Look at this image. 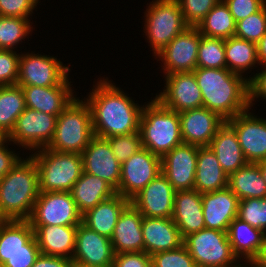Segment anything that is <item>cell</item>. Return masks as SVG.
Returning a JSON list of instances; mask_svg holds the SVG:
<instances>
[{"label":"cell","instance_id":"1","mask_svg":"<svg viewBox=\"0 0 266 267\" xmlns=\"http://www.w3.org/2000/svg\"><path fill=\"white\" fill-rule=\"evenodd\" d=\"M95 84L84 98L91 111L94 136L109 138L139 132L144 104L135 103L108 77Z\"/></svg>","mask_w":266,"mask_h":267},{"label":"cell","instance_id":"2","mask_svg":"<svg viewBox=\"0 0 266 267\" xmlns=\"http://www.w3.org/2000/svg\"><path fill=\"white\" fill-rule=\"evenodd\" d=\"M202 93L203 107L225 121L250 108L249 80L227 68H199L194 71Z\"/></svg>","mask_w":266,"mask_h":267},{"label":"cell","instance_id":"3","mask_svg":"<svg viewBox=\"0 0 266 267\" xmlns=\"http://www.w3.org/2000/svg\"><path fill=\"white\" fill-rule=\"evenodd\" d=\"M40 194L38 169L29 156L21 158L0 180V215L28 220Z\"/></svg>","mask_w":266,"mask_h":267},{"label":"cell","instance_id":"4","mask_svg":"<svg viewBox=\"0 0 266 267\" xmlns=\"http://www.w3.org/2000/svg\"><path fill=\"white\" fill-rule=\"evenodd\" d=\"M139 132L142 147L161 158L183 143L179 113L165 108L156 98L143 106Z\"/></svg>","mask_w":266,"mask_h":267},{"label":"cell","instance_id":"5","mask_svg":"<svg viewBox=\"0 0 266 267\" xmlns=\"http://www.w3.org/2000/svg\"><path fill=\"white\" fill-rule=\"evenodd\" d=\"M93 137L90 108L84 99L75 97L57 116L54 136L46 148L81 154Z\"/></svg>","mask_w":266,"mask_h":267},{"label":"cell","instance_id":"6","mask_svg":"<svg viewBox=\"0 0 266 267\" xmlns=\"http://www.w3.org/2000/svg\"><path fill=\"white\" fill-rule=\"evenodd\" d=\"M29 155L38 169L40 192H70L83 173L79 153L42 148Z\"/></svg>","mask_w":266,"mask_h":267},{"label":"cell","instance_id":"7","mask_svg":"<svg viewBox=\"0 0 266 267\" xmlns=\"http://www.w3.org/2000/svg\"><path fill=\"white\" fill-rule=\"evenodd\" d=\"M147 5L143 30L155 57L188 25L177 0H152Z\"/></svg>","mask_w":266,"mask_h":267},{"label":"cell","instance_id":"8","mask_svg":"<svg viewBox=\"0 0 266 267\" xmlns=\"http://www.w3.org/2000/svg\"><path fill=\"white\" fill-rule=\"evenodd\" d=\"M197 267H237L227 232L204 228L183 240Z\"/></svg>","mask_w":266,"mask_h":267},{"label":"cell","instance_id":"9","mask_svg":"<svg viewBox=\"0 0 266 267\" xmlns=\"http://www.w3.org/2000/svg\"><path fill=\"white\" fill-rule=\"evenodd\" d=\"M56 56L35 52L20 53L18 81L19 86L51 87L59 86L68 77L70 64L63 65Z\"/></svg>","mask_w":266,"mask_h":267},{"label":"cell","instance_id":"10","mask_svg":"<svg viewBox=\"0 0 266 267\" xmlns=\"http://www.w3.org/2000/svg\"><path fill=\"white\" fill-rule=\"evenodd\" d=\"M56 120V115L26 107L7 138L22 150L34 152L46 148L54 136Z\"/></svg>","mask_w":266,"mask_h":267},{"label":"cell","instance_id":"11","mask_svg":"<svg viewBox=\"0 0 266 267\" xmlns=\"http://www.w3.org/2000/svg\"><path fill=\"white\" fill-rule=\"evenodd\" d=\"M28 221L30 225L78 226L82 215L71 192H40Z\"/></svg>","mask_w":266,"mask_h":267},{"label":"cell","instance_id":"12","mask_svg":"<svg viewBox=\"0 0 266 267\" xmlns=\"http://www.w3.org/2000/svg\"><path fill=\"white\" fill-rule=\"evenodd\" d=\"M161 172V157L142 147L121 164L117 194L131 200Z\"/></svg>","mask_w":266,"mask_h":267},{"label":"cell","instance_id":"13","mask_svg":"<svg viewBox=\"0 0 266 267\" xmlns=\"http://www.w3.org/2000/svg\"><path fill=\"white\" fill-rule=\"evenodd\" d=\"M201 34L197 27L188 26L160 51L155 58L162 61L164 75L193 72L197 68V54Z\"/></svg>","mask_w":266,"mask_h":267},{"label":"cell","instance_id":"14","mask_svg":"<svg viewBox=\"0 0 266 267\" xmlns=\"http://www.w3.org/2000/svg\"><path fill=\"white\" fill-rule=\"evenodd\" d=\"M164 77L165 87L154 98L165 108L180 113L203 107L202 93L194 72H176Z\"/></svg>","mask_w":266,"mask_h":267},{"label":"cell","instance_id":"15","mask_svg":"<svg viewBox=\"0 0 266 267\" xmlns=\"http://www.w3.org/2000/svg\"><path fill=\"white\" fill-rule=\"evenodd\" d=\"M254 115L250 108L226 122L237 134L243 155L248 163L266 159V119Z\"/></svg>","mask_w":266,"mask_h":267},{"label":"cell","instance_id":"16","mask_svg":"<svg viewBox=\"0 0 266 267\" xmlns=\"http://www.w3.org/2000/svg\"><path fill=\"white\" fill-rule=\"evenodd\" d=\"M114 255L109 238L91 230L82 222L77 226L73 266L112 267Z\"/></svg>","mask_w":266,"mask_h":267},{"label":"cell","instance_id":"17","mask_svg":"<svg viewBox=\"0 0 266 267\" xmlns=\"http://www.w3.org/2000/svg\"><path fill=\"white\" fill-rule=\"evenodd\" d=\"M176 190L160 172L130 203L143 217L172 218Z\"/></svg>","mask_w":266,"mask_h":267},{"label":"cell","instance_id":"18","mask_svg":"<svg viewBox=\"0 0 266 267\" xmlns=\"http://www.w3.org/2000/svg\"><path fill=\"white\" fill-rule=\"evenodd\" d=\"M198 149L182 143L161 158V172L176 191L194 189Z\"/></svg>","mask_w":266,"mask_h":267},{"label":"cell","instance_id":"19","mask_svg":"<svg viewBox=\"0 0 266 267\" xmlns=\"http://www.w3.org/2000/svg\"><path fill=\"white\" fill-rule=\"evenodd\" d=\"M81 156L84 172L98 176L117 191L121 177V164L105 138L94 136Z\"/></svg>","mask_w":266,"mask_h":267},{"label":"cell","instance_id":"20","mask_svg":"<svg viewBox=\"0 0 266 267\" xmlns=\"http://www.w3.org/2000/svg\"><path fill=\"white\" fill-rule=\"evenodd\" d=\"M183 143L208 147L218 129L226 122L217 113L201 107L179 113Z\"/></svg>","mask_w":266,"mask_h":267},{"label":"cell","instance_id":"21","mask_svg":"<svg viewBox=\"0 0 266 267\" xmlns=\"http://www.w3.org/2000/svg\"><path fill=\"white\" fill-rule=\"evenodd\" d=\"M68 77L59 86H21L27 108L59 116L63 109L77 96ZM70 81V82H69Z\"/></svg>","mask_w":266,"mask_h":267},{"label":"cell","instance_id":"22","mask_svg":"<svg viewBox=\"0 0 266 267\" xmlns=\"http://www.w3.org/2000/svg\"><path fill=\"white\" fill-rule=\"evenodd\" d=\"M238 197L228 188L202 194V209L207 229L227 232L238 215Z\"/></svg>","mask_w":266,"mask_h":267},{"label":"cell","instance_id":"23","mask_svg":"<svg viewBox=\"0 0 266 267\" xmlns=\"http://www.w3.org/2000/svg\"><path fill=\"white\" fill-rule=\"evenodd\" d=\"M142 220V214L131 203L123 209L110 238L115 254L144 252Z\"/></svg>","mask_w":266,"mask_h":267},{"label":"cell","instance_id":"24","mask_svg":"<svg viewBox=\"0 0 266 267\" xmlns=\"http://www.w3.org/2000/svg\"><path fill=\"white\" fill-rule=\"evenodd\" d=\"M172 220L182 238L205 227L202 194L195 189L175 192Z\"/></svg>","mask_w":266,"mask_h":267},{"label":"cell","instance_id":"25","mask_svg":"<svg viewBox=\"0 0 266 267\" xmlns=\"http://www.w3.org/2000/svg\"><path fill=\"white\" fill-rule=\"evenodd\" d=\"M144 252L148 255L173 250L183 245V238L172 218L143 217Z\"/></svg>","mask_w":266,"mask_h":267},{"label":"cell","instance_id":"26","mask_svg":"<svg viewBox=\"0 0 266 267\" xmlns=\"http://www.w3.org/2000/svg\"><path fill=\"white\" fill-rule=\"evenodd\" d=\"M41 254L72 260L77 226L31 225Z\"/></svg>","mask_w":266,"mask_h":267},{"label":"cell","instance_id":"27","mask_svg":"<svg viewBox=\"0 0 266 267\" xmlns=\"http://www.w3.org/2000/svg\"><path fill=\"white\" fill-rule=\"evenodd\" d=\"M129 203V199L116 193L84 213L82 223L110 239L121 212Z\"/></svg>","mask_w":266,"mask_h":267},{"label":"cell","instance_id":"28","mask_svg":"<svg viewBox=\"0 0 266 267\" xmlns=\"http://www.w3.org/2000/svg\"><path fill=\"white\" fill-rule=\"evenodd\" d=\"M208 147L216 154L220 166L228 176L248 163L236 132L227 122L218 129Z\"/></svg>","mask_w":266,"mask_h":267},{"label":"cell","instance_id":"29","mask_svg":"<svg viewBox=\"0 0 266 267\" xmlns=\"http://www.w3.org/2000/svg\"><path fill=\"white\" fill-rule=\"evenodd\" d=\"M227 234L232 251L238 260L252 263L262 247L264 232L236 217L230 223Z\"/></svg>","mask_w":266,"mask_h":267},{"label":"cell","instance_id":"30","mask_svg":"<svg viewBox=\"0 0 266 267\" xmlns=\"http://www.w3.org/2000/svg\"><path fill=\"white\" fill-rule=\"evenodd\" d=\"M228 187V175L223 171L216 154L209 147H199L194 189L203 193Z\"/></svg>","mask_w":266,"mask_h":267},{"label":"cell","instance_id":"31","mask_svg":"<svg viewBox=\"0 0 266 267\" xmlns=\"http://www.w3.org/2000/svg\"><path fill=\"white\" fill-rule=\"evenodd\" d=\"M70 192L81 215L116 194L103 179L84 171Z\"/></svg>","mask_w":266,"mask_h":267},{"label":"cell","instance_id":"32","mask_svg":"<svg viewBox=\"0 0 266 267\" xmlns=\"http://www.w3.org/2000/svg\"><path fill=\"white\" fill-rule=\"evenodd\" d=\"M228 188L239 200L266 198V182L257 163H247L230 174Z\"/></svg>","mask_w":266,"mask_h":267},{"label":"cell","instance_id":"33","mask_svg":"<svg viewBox=\"0 0 266 267\" xmlns=\"http://www.w3.org/2000/svg\"><path fill=\"white\" fill-rule=\"evenodd\" d=\"M33 236L28 220H5L0 226V267L16 252L27 251Z\"/></svg>","mask_w":266,"mask_h":267},{"label":"cell","instance_id":"34","mask_svg":"<svg viewBox=\"0 0 266 267\" xmlns=\"http://www.w3.org/2000/svg\"><path fill=\"white\" fill-rule=\"evenodd\" d=\"M225 56L227 69L246 77L250 81L251 75L248 77L247 73L259 65L257 44L232 36L225 39ZM245 73L247 76L244 75Z\"/></svg>","mask_w":266,"mask_h":267},{"label":"cell","instance_id":"35","mask_svg":"<svg viewBox=\"0 0 266 267\" xmlns=\"http://www.w3.org/2000/svg\"><path fill=\"white\" fill-rule=\"evenodd\" d=\"M26 109L21 86H0V133L7 137L14 129L17 118Z\"/></svg>","mask_w":266,"mask_h":267},{"label":"cell","instance_id":"36","mask_svg":"<svg viewBox=\"0 0 266 267\" xmlns=\"http://www.w3.org/2000/svg\"><path fill=\"white\" fill-rule=\"evenodd\" d=\"M201 35L227 39L235 35L236 22L228 6L220 0L198 24Z\"/></svg>","mask_w":266,"mask_h":267},{"label":"cell","instance_id":"37","mask_svg":"<svg viewBox=\"0 0 266 267\" xmlns=\"http://www.w3.org/2000/svg\"><path fill=\"white\" fill-rule=\"evenodd\" d=\"M30 19L0 16V49L15 50L22 40L28 39L34 29Z\"/></svg>","mask_w":266,"mask_h":267},{"label":"cell","instance_id":"38","mask_svg":"<svg viewBox=\"0 0 266 267\" xmlns=\"http://www.w3.org/2000/svg\"><path fill=\"white\" fill-rule=\"evenodd\" d=\"M197 67L212 69L227 68L225 39L201 35L198 46Z\"/></svg>","mask_w":266,"mask_h":267},{"label":"cell","instance_id":"39","mask_svg":"<svg viewBox=\"0 0 266 267\" xmlns=\"http://www.w3.org/2000/svg\"><path fill=\"white\" fill-rule=\"evenodd\" d=\"M266 33V4L256 13L236 22V37L257 44Z\"/></svg>","mask_w":266,"mask_h":267},{"label":"cell","instance_id":"40","mask_svg":"<svg viewBox=\"0 0 266 267\" xmlns=\"http://www.w3.org/2000/svg\"><path fill=\"white\" fill-rule=\"evenodd\" d=\"M237 217L264 232L266 230V198L239 200Z\"/></svg>","mask_w":266,"mask_h":267},{"label":"cell","instance_id":"41","mask_svg":"<svg viewBox=\"0 0 266 267\" xmlns=\"http://www.w3.org/2000/svg\"><path fill=\"white\" fill-rule=\"evenodd\" d=\"M116 159L122 164L142 148L140 132L105 138Z\"/></svg>","mask_w":266,"mask_h":267},{"label":"cell","instance_id":"42","mask_svg":"<svg viewBox=\"0 0 266 267\" xmlns=\"http://www.w3.org/2000/svg\"><path fill=\"white\" fill-rule=\"evenodd\" d=\"M152 267H197L195 261L183 244L180 247L151 255Z\"/></svg>","mask_w":266,"mask_h":267},{"label":"cell","instance_id":"43","mask_svg":"<svg viewBox=\"0 0 266 267\" xmlns=\"http://www.w3.org/2000/svg\"><path fill=\"white\" fill-rule=\"evenodd\" d=\"M180 4L185 23L197 27L208 12L220 0H177Z\"/></svg>","mask_w":266,"mask_h":267},{"label":"cell","instance_id":"44","mask_svg":"<svg viewBox=\"0 0 266 267\" xmlns=\"http://www.w3.org/2000/svg\"><path fill=\"white\" fill-rule=\"evenodd\" d=\"M19 58L15 50L0 49V86L17 84Z\"/></svg>","mask_w":266,"mask_h":267},{"label":"cell","instance_id":"45","mask_svg":"<svg viewBox=\"0 0 266 267\" xmlns=\"http://www.w3.org/2000/svg\"><path fill=\"white\" fill-rule=\"evenodd\" d=\"M40 0H0V16L30 18ZM30 16V17H29Z\"/></svg>","mask_w":266,"mask_h":267},{"label":"cell","instance_id":"46","mask_svg":"<svg viewBox=\"0 0 266 267\" xmlns=\"http://www.w3.org/2000/svg\"><path fill=\"white\" fill-rule=\"evenodd\" d=\"M41 254L35 236L27 242V251L13 254L1 267H31Z\"/></svg>","mask_w":266,"mask_h":267},{"label":"cell","instance_id":"47","mask_svg":"<svg viewBox=\"0 0 266 267\" xmlns=\"http://www.w3.org/2000/svg\"><path fill=\"white\" fill-rule=\"evenodd\" d=\"M228 6L235 22L258 12L265 4L266 0H223Z\"/></svg>","mask_w":266,"mask_h":267},{"label":"cell","instance_id":"48","mask_svg":"<svg viewBox=\"0 0 266 267\" xmlns=\"http://www.w3.org/2000/svg\"><path fill=\"white\" fill-rule=\"evenodd\" d=\"M112 267H152L151 256L146 252L118 253Z\"/></svg>","mask_w":266,"mask_h":267},{"label":"cell","instance_id":"49","mask_svg":"<svg viewBox=\"0 0 266 267\" xmlns=\"http://www.w3.org/2000/svg\"><path fill=\"white\" fill-rule=\"evenodd\" d=\"M9 144L12 145V142L7 137L0 140V180L22 158V156L20 157V153H15L16 151L14 149L11 150L8 148Z\"/></svg>","mask_w":266,"mask_h":267},{"label":"cell","instance_id":"50","mask_svg":"<svg viewBox=\"0 0 266 267\" xmlns=\"http://www.w3.org/2000/svg\"><path fill=\"white\" fill-rule=\"evenodd\" d=\"M262 70L254 73L250 77L249 89H250V109L254 106V101L256 102L257 98L265 99L266 101V65L261 66Z\"/></svg>","mask_w":266,"mask_h":267},{"label":"cell","instance_id":"51","mask_svg":"<svg viewBox=\"0 0 266 267\" xmlns=\"http://www.w3.org/2000/svg\"><path fill=\"white\" fill-rule=\"evenodd\" d=\"M72 260L65 257L40 254L31 267H72Z\"/></svg>","mask_w":266,"mask_h":267},{"label":"cell","instance_id":"52","mask_svg":"<svg viewBox=\"0 0 266 267\" xmlns=\"http://www.w3.org/2000/svg\"><path fill=\"white\" fill-rule=\"evenodd\" d=\"M257 57L259 66L266 65V33L257 43Z\"/></svg>","mask_w":266,"mask_h":267},{"label":"cell","instance_id":"53","mask_svg":"<svg viewBox=\"0 0 266 267\" xmlns=\"http://www.w3.org/2000/svg\"><path fill=\"white\" fill-rule=\"evenodd\" d=\"M252 267H266V236L258 256L252 261Z\"/></svg>","mask_w":266,"mask_h":267},{"label":"cell","instance_id":"54","mask_svg":"<svg viewBox=\"0 0 266 267\" xmlns=\"http://www.w3.org/2000/svg\"><path fill=\"white\" fill-rule=\"evenodd\" d=\"M266 182V159L257 163Z\"/></svg>","mask_w":266,"mask_h":267},{"label":"cell","instance_id":"55","mask_svg":"<svg viewBox=\"0 0 266 267\" xmlns=\"http://www.w3.org/2000/svg\"><path fill=\"white\" fill-rule=\"evenodd\" d=\"M237 267H252L251 263H245L239 264Z\"/></svg>","mask_w":266,"mask_h":267},{"label":"cell","instance_id":"56","mask_svg":"<svg viewBox=\"0 0 266 267\" xmlns=\"http://www.w3.org/2000/svg\"><path fill=\"white\" fill-rule=\"evenodd\" d=\"M5 221V219L0 215V226Z\"/></svg>","mask_w":266,"mask_h":267},{"label":"cell","instance_id":"57","mask_svg":"<svg viewBox=\"0 0 266 267\" xmlns=\"http://www.w3.org/2000/svg\"><path fill=\"white\" fill-rule=\"evenodd\" d=\"M2 138H4V136L0 133V140H1Z\"/></svg>","mask_w":266,"mask_h":267}]
</instances>
